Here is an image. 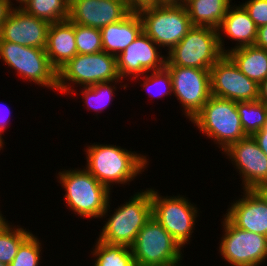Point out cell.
Wrapping results in <instances>:
<instances>
[{
    "label": "cell",
    "instance_id": "obj_1",
    "mask_svg": "<svg viewBox=\"0 0 267 266\" xmlns=\"http://www.w3.org/2000/svg\"><path fill=\"white\" fill-rule=\"evenodd\" d=\"M85 169L110 191L113 185L130 184L149 165L146 155L112 144L93 143L84 148Z\"/></svg>",
    "mask_w": 267,
    "mask_h": 266
},
{
    "label": "cell",
    "instance_id": "obj_2",
    "mask_svg": "<svg viewBox=\"0 0 267 266\" xmlns=\"http://www.w3.org/2000/svg\"><path fill=\"white\" fill-rule=\"evenodd\" d=\"M110 201L111 197L101 219L109 218L105 219L97 239L107 244L131 247L138 232L152 217L151 188L135 192L112 213H109L112 211Z\"/></svg>",
    "mask_w": 267,
    "mask_h": 266
},
{
    "label": "cell",
    "instance_id": "obj_3",
    "mask_svg": "<svg viewBox=\"0 0 267 266\" xmlns=\"http://www.w3.org/2000/svg\"><path fill=\"white\" fill-rule=\"evenodd\" d=\"M56 176L65 191L66 207L79 217L101 218L111 192L85 168L60 170Z\"/></svg>",
    "mask_w": 267,
    "mask_h": 266
},
{
    "label": "cell",
    "instance_id": "obj_4",
    "mask_svg": "<svg viewBox=\"0 0 267 266\" xmlns=\"http://www.w3.org/2000/svg\"><path fill=\"white\" fill-rule=\"evenodd\" d=\"M109 81H123L117 70L115 55L104 51L95 54H76L57 71V92L61 95H77L76 85L87 87Z\"/></svg>",
    "mask_w": 267,
    "mask_h": 266
},
{
    "label": "cell",
    "instance_id": "obj_5",
    "mask_svg": "<svg viewBox=\"0 0 267 266\" xmlns=\"http://www.w3.org/2000/svg\"><path fill=\"white\" fill-rule=\"evenodd\" d=\"M191 123L203 136L213 140L222 153L247 136L242 128L237 102L212 95Z\"/></svg>",
    "mask_w": 267,
    "mask_h": 266
},
{
    "label": "cell",
    "instance_id": "obj_6",
    "mask_svg": "<svg viewBox=\"0 0 267 266\" xmlns=\"http://www.w3.org/2000/svg\"><path fill=\"white\" fill-rule=\"evenodd\" d=\"M142 31L168 53L193 27L184 4L154 5L137 10Z\"/></svg>",
    "mask_w": 267,
    "mask_h": 266
},
{
    "label": "cell",
    "instance_id": "obj_7",
    "mask_svg": "<svg viewBox=\"0 0 267 266\" xmlns=\"http://www.w3.org/2000/svg\"><path fill=\"white\" fill-rule=\"evenodd\" d=\"M186 195L162 196L151 188L152 217L173 237L183 249L190 244L194 233L199 208Z\"/></svg>",
    "mask_w": 267,
    "mask_h": 266
},
{
    "label": "cell",
    "instance_id": "obj_8",
    "mask_svg": "<svg viewBox=\"0 0 267 266\" xmlns=\"http://www.w3.org/2000/svg\"><path fill=\"white\" fill-rule=\"evenodd\" d=\"M218 29L193 26L166 55L165 66L210 69L224 54L219 46Z\"/></svg>",
    "mask_w": 267,
    "mask_h": 266
},
{
    "label": "cell",
    "instance_id": "obj_9",
    "mask_svg": "<svg viewBox=\"0 0 267 266\" xmlns=\"http://www.w3.org/2000/svg\"><path fill=\"white\" fill-rule=\"evenodd\" d=\"M0 59L23 81L57 91V70L51 65L45 49L0 40Z\"/></svg>",
    "mask_w": 267,
    "mask_h": 266
},
{
    "label": "cell",
    "instance_id": "obj_10",
    "mask_svg": "<svg viewBox=\"0 0 267 266\" xmlns=\"http://www.w3.org/2000/svg\"><path fill=\"white\" fill-rule=\"evenodd\" d=\"M131 250L136 266H166L184 258L180 245L153 217L138 232Z\"/></svg>",
    "mask_w": 267,
    "mask_h": 266
},
{
    "label": "cell",
    "instance_id": "obj_11",
    "mask_svg": "<svg viewBox=\"0 0 267 266\" xmlns=\"http://www.w3.org/2000/svg\"><path fill=\"white\" fill-rule=\"evenodd\" d=\"M218 253L230 266H261L267 260V237L235 227L225 216Z\"/></svg>",
    "mask_w": 267,
    "mask_h": 266
},
{
    "label": "cell",
    "instance_id": "obj_12",
    "mask_svg": "<svg viewBox=\"0 0 267 266\" xmlns=\"http://www.w3.org/2000/svg\"><path fill=\"white\" fill-rule=\"evenodd\" d=\"M171 76L173 96L191 121L211 96L210 69L165 66Z\"/></svg>",
    "mask_w": 267,
    "mask_h": 266
},
{
    "label": "cell",
    "instance_id": "obj_13",
    "mask_svg": "<svg viewBox=\"0 0 267 266\" xmlns=\"http://www.w3.org/2000/svg\"><path fill=\"white\" fill-rule=\"evenodd\" d=\"M211 95L236 102L258 100L259 84L243 74L224 54L211 68Z\"/></svg>",
    "mask_w": 267,
    "mask_h": 266
},
{
    "label": "cell",
    "instance_id": "obj_14",
    "mask_svg": "<svg viewBox=\"0 0 267 266\" xmlns=\"http://www.w3.org/2000/svg\"><path fill=\"white\" fill-rule=\"evenodd\" d=\"M224 154L240 174L241 190H256L267 184V156L253 136L247 135L233 143L222 155Z\"/></svg>",
    "mask_w": 267,
    "mask_h": 266
},
{
    "label": "cell",
    "instance_id": "obj_15",
    "mask_svg": "<svg viewBox=\"0 0 267 266\" xmlns=\"http://www.w3.org/2000/svg\"><path fill=\"white\" fill-rule=\"evenodd\" d=\"M143 31L116 56L117 70L122 80L142 76L147 72L163 69L167 55ZM132 77V78H131Z\"/></svg>",
    "mask_w": 267,
    "mask_h": 266
},
{
    "label": "cell",
    "instance_id": "obj_16",
    "mask_svg": "<svg viewBox=\"0 0 267 266\" xmlns=\"http://www.w3.org/2000/svg\"><path fill=\"white\" fill-rule=\"evenodd\" d=\"M49 26V22L36 18L21 8H12L1 27L0 40L45 49Z\"/></svg>",
    "mask_w": 267,
    "mask_h": 266
},
{
    "label": "cell",
    "instance_id": "obj_17",
    "mask_svg": "<svg viewBox=\"0 0 267 266\" xmlns=\"http://www.w3.org/2000/svg\"><path fill=\"white\" fill-rule=\"evenodd\" d=\"M130 11L123 0H70L69 20L101 29L122 20Z\"/></svg>",
    "mask_w": 267,
    "mask_h": 266
},
{
    "label": "cell",
    "instance_id": "obj_18",
    "mask_svg": "<svg viewBox=\"0 0 267 266\" xmlns=\"http://www.w3.org/2000/svg\"><path fill=\"white\" fill-rule=\"evenodd\" d=\"M224 215L235 227L267 237V201L257 190H243ZM240 198V199H239Z\"/></svg>",
    "mask_w": 267,
    "mask_h": 266
},
{
    "label": "cell",
    "instance_id": "obj_19",
    "mask_svg": "<svg viewBox=\"0 0 267 266\" xmlns=\"http://www.w3.org/2000/svg\"><path fill=\"white\" fill-rule=\"evenodd\" d=\"M232 3L227 13L218 28L219 46L223 54H227L229 49L224 45L225 37L232 39L236 45L231 49H236L244 46L254 45L257 37V27L254 21L250 18L249 13L243 5ZM225 36H222V35Z\"/></svg>",
    "mask_w": 267,
    "mask_h": 266
},
{
    "label": "cell",
    "instance_id": "obj_20",
    "mask_svg": "<svg viewBox=\"0 0 267 266\" xmlns=\"http://www.w3.org/2000/svg\"><path fill=\"white\" fill-rule=\"evenodd\" d=\"M45 52L57 71L77 54L73 22L67 19L50 24Z\"/></svg>",
    "mask_w": 267,
    "mask_h": 266
},
{
    "label": "cell",
    "instance_id": "obj_21",
    "mask_svg": "<svg viewBox=\"0 0 267 266\" xmlns=\"http://www.w3.org/2000/svg\"><path fill=\"white\" fill-rule=\"evenodd\" d=\"M103 51L117 56L142 32V21L137 11H130L122 20L100 29Z\"/></svg>",
    "mask_w": 267,
    "mask_h": 266
},
{
    "label": "cell",
    "instance_id": "obj_22",
    "mask_svg": "<svg viewBox=\"0 0 267 266\" xmlns=\"http://www.w3.org/2000/svg\"><path fill=\"white\" fill-rule=\"evenodd\" d=\"M228 49L227 55L249 79L260 84L267 78V49L255 45Z\"/></svg>",
    "mask_w": 267,
    "mask_h": 266
},
{
    "label": "cell",
    "instance_id": "obj_23",
    "mask_svg": "<svg viewBox=\"0 0 267 266\" xmlns=\"http://www.w3.org/2000/svg\"><path fill=\"white\" fill-rule=\"evenodd\" d=\"M232 0H185L184 6L193 26L218 29Z\"/></svg>",
    "mask_w": 267,
    "mask_h": 266
},
{
    "label": "cell",
    "instance_id": "obj_24",
    "mask_svg": "<svg viewBox=\"0 0 267 266\" xmlns=\"http://www.w3.org/2000/svg\"><path fill=\"white\" fill-rule=\"evenodd\" d=\"M95 241L91 250L94 258L92 266H136L131 247Z\"/></svg>",
    "mask_w": 267,
    "mask_h": 266
},
{
    "label": "cell",
    "instance_id": "obj_25",
    "mask_svg": "<svg viewBox=\"0 0 267 266\" xmlns=\"http://www.w3.org/2000/svg\"><path fill=\"white\" fill-rule=\"evenodd\" d=\"M124 81H109L102 82L87 87H80L79 95L82 94V101L88 108L87 110H93L96 112L95 116L107 109L115 95V91L118 88L116 85L123 83ZM118 83V84H117ZM82 89V90H81Z\"/></svg>",
    "mask_w": 267,
    "mask_h": 266
},
{
    "label": "cell",
    "instance_id": "obj_26",
    "mask_svg": "<svg viewBox=\"0 0 267 266\" xmlns=\"http://www.w3.org/2000/svg\"><path fill=\"white\" fill-rule=\"evenodd\" d=\"M69 6L70 0H28L21 9L51 24L69 19Z\"/></svg>",
    "mask_w": 267,
    "mask_h": 266
},
{
    "label": "cell",
    "instance_id": "obj_27",
    "mask_svg": "<svg viewBox=\"0 0 267 266\" xmlns=\"http://www.w3.org/2000/svg\"><path fill=\"white\" fill-rule=\"evenodd\" d=\"M10 223L0 228V262L6 265H10L20 245L32 234L29 229Z\"/></svg>",
    "mask_w": 267,
    "mask_h": 266
},
{
    "label": "cell",
    "instance_id": "obj_28",
    "mask_svg": "<svg viewBox=\"0 0 267 266\" xmlns=\"http://www.w3.org/2000/svg\"><path fill=\"white\" fill-rule=\"evenodd\" d=\"M243 131L252 136L261 130L267 123V105L260 101L237 102Z\"/></svg>",
    "mask_w": 267,
    "mask_h": 266
},
{
    "label": "cell",
    "instance_id": "obj_29",
    "mask_svg": "<svg viewBox=\"0 0 267 266\" xmlns=\"http://www.w3.org/2000/svg\"><path fill=\"white\" fill-rule=\"evenodd\" d=\"M142 78H143V81H142L143 83H140L141 84L140 86L144 88L143 90L147 89L146 91L149 97L151 94L152 98L157 97L161 99L162 96L173 95L172 80H171L170 73L166 67L160 70L147 72L144 75L135 77L133 79L136 80L134 82H137V80L140 81V79ZM152 90H154L155 94ZM156 91L158 94L156 93Z\"/></svg>",
    "mask_w": 267,
    "mask_h": 266
},
{
    "label": "cell",
    "instance_id": "obj_30",
    "mask_svg": "<svg viewBox=\"0 0 267 266\" xmlns=\"http://www.w3.org/2000/svg\"><path fill=\"white\" fill-rule=\"evenodd\" d=\"M74 34L77 54H95L103 51L100 29L74 24Z\"/></svg>",
    "mask_w": 267,
    "mask_h": 266
},
{
    "label": "cell",
    "instance_id": "obj_31",
    "mask_svg": "<svg viewBox=\"0 0 267 266\" xmlns=\"http://www.w3.org/2000/svg\"><path fill=\"white\" fill-rule=\"evenodd\" d=\"M42 242L33 233L20 245L9 266H41Z\"/></svg>",
    "mask_w": 267,
    "mask_h": 266
},
{
    "label": "cell",
    "instance_id": "obj_32",
    "mask_svg": "<svg viewBox=\"0 0 267 266\" xmlns=\"http://www.w3.org/2000/svg\"><path fill=\"white\" fill-rule=\"evenodd\" d=\"M242 5L257 28L267 25V0H247Z\"/></svg>",
    "mask_w": 267,
    "mask_h": 266
},
{
    "label": "cell",
    "instance_id": "obj_33",
    "mask_svg": "<svg viewBox=\"0 0 267 266\" xmlns=\"http://www.w3.org/2000/svg\"><path fill=\"white\" fill-rule=\"evenodd\" d=\"M252 136L255 139V141L257 142L260 149L267 156V123L261 130L254 133Z\"/></svg>",
    "mask_w": 267,
    "mask_h": 266
},
{
    "label": "cell",
    "instance_id": "obj_34",
    "mask_svg": "<svg viewBox=\"0 0 267 266\" xmlns=\"http://www.w3.org/2000/svg\"><path fill=\"white\" fill-rule=\"evenodd\" d=\"M0 106H2V108L4 106V110L6 111V112H4V116H3L2 114H3L4 110L2 108H1V110H3V111L1 112V110H0V136L2 137V135L5 132V130H7V128H9L8 123L10 124V122H11L10 119H9L11 111H10V107L9 106L6 107V104H3V103L1 104L0 103ZM5 114H6V116H5Z\"/></svg>",
    "mask_w": 267,
    "mask_h": 266
},
{
    "label": "cell",
    "instance_id": "obj_35",
    "mask_svg": "<svg viewBox=\"0 0 267 266\" xmlns=\"http://www.w3.org/2000/svg\"><path fill=\"white\" fill-rule=\"evenodd\" d=\"M254 45L267 49V25L257 28V37Z\"/></svg>",
    "mask_w": 267,
    "mask_h": 266
},
{
    "label": "cell",
    "instance_id": "obj_36",
    "mask_svg": "<svg viewBox=\"0 0 267 266\" xmlns=\"http://www.w3.org/2000/svg\"><path fill=\"white\" fill-rule=\"evenodd\" d=\"M123 2L131 11H137L152 4V0H123Z\"/></svg>",
    "mask_w": 267,
    "mask_h": 266
},
{
    "label": "cell",
    "instance_id": "obj_37",
    "mask_svg": "<svg viewBox=\"0 0 267 266\" xmlns=\"http://www.w3.org/2000/svg\"><path fill=\"white\" fill-rule=\"evenodd\" d=\"M11 9L12 8L5 0H0V30Z\"/></svg>",
    "mask_w": 267,
    "mask_h": 266
},
{
    "label": "cell",
    "instance_id": "obj_38",
    "mask_svg": "<svg viewBox=\"0 0 267 266\" xmlns=\"http://www.w3.org/2000/svg\"><path fill=\"white\" fill-rule=\"evenodd\" d=\"M258 100L267 105V78L259 84Z\"/></svg>",
    "mask_w": 267,
    "mask_h": 266
},
{
    "label": "cell",
    "instance_id": "obj_39",
    "mask_svg": "<svg viewBox=\"0 0 267 266\" xmlns=\"http://www.w3.org/2000/svg\"><path fill=\"white\" fill-rule=\"evenodd\" d=\"M154 5L182 4V0H152Z\"/></svg>",
    "mask_w": 267,
    "mask_h": 266
},
{
    "label": "cell",
    "instance_id": "obj_40",
    "mask_svg": "<svg viewBox=\"0 0 267 266\" xmlns=\"http://www.w3.org/2000/svg\"><path fill=\"white\" fill-rule=\"evenodd\" d=\"M11 8H22L24 6V4L28 1V0H14L16 1V3L18 4V6L15 5L14 2H12L13 0H5ZM14 3V4H13Z\"/></svg>",
    "mask_w": 267,
    "mask_h": 266
},
{
    "label": "cell",
    "instance_id": "obj_41",
    "mask_svg": "<svg viewBox=\"0 0 267 266\" xmlns=\"http://www.w3.org/2000/svg\"><path fill=\"white\" fill-rule=\"evenodd\" d=\"M267 201V184L261 185L256 189Z\"/></svg>",
    "mask_w": 267,
    "mask_h": 266
},
{
    "label": "cell",
    "instance_id": "obj_42",
    "mask_svg": "<svg viewBox=\"0 0 267 266\" xmlns=\"http://www.w3.org/2000/svg\"><path fill=\"white\" fill-rule=\"evenodd\" d=\"M2 212L0 210V228L6 223L8 222V220L6 219V217H4V215L2 216Z\"/></svg>",
    "mask_w": 267,
    "mask_h": 266
},
{
    "label": "cell",
    "instance_id": "obj_43",
    "mask_svg": "<svg viewBox=\"0 0 267 266\" xmlns=\"http://www.w3.org/2000/svg\"><path fill=\"white\" fill-rule=\"evenodd\" d=\"M3 138L4 137L0 136V151H1V149L3 150L4 144H5V142H4L5 139H3Z\"/></svg>",
    "mask_w": 267,
    "mask_h": 266
},
{
    "label": "cell",
    "instance_id": "obj_44",
    "mask_svg": "<svg viewBox=\"0 0 267 266\" xmlns=\"http://www.w3.org/2000/svg\"><path fill=\"white\" fill-rule=\"evenodd\" d=\"M166 266H182L181 263H177V264H172V265H166ZM184 266V265H183Z\"/></svg>",
    "mask_w": 267,
    "mask_h": 266
},
{
    "label": "cell",
    "instance_id": "obj_45",
    "mask_svg": "<svg viewBox=\"0 0 267 266\" xmlns=\"http://www.w3.org/2000/svg\"><path fill=\"white\" fill-rule=\"evenodd\" d=\"M0 266H9V265H6V264H3V263L0 262Z\"/></svg>",
    "mask_w": 267,
    "mask_h": 266
}]
</instances>
